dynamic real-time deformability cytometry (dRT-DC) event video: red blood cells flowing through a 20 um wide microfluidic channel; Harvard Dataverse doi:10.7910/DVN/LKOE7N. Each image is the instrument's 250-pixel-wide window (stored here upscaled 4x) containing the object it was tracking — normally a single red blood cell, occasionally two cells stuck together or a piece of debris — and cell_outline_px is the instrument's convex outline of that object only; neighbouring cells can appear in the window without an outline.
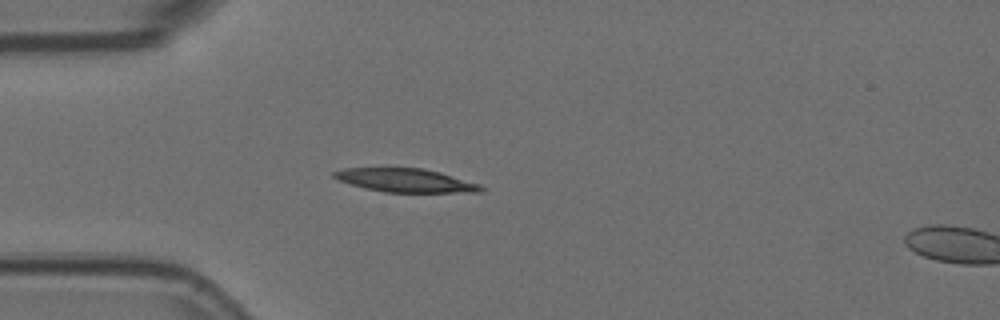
{"species": "Egyptian fruit bat (a non-hibernating species)", "species_latin": "Rousettus aegyptiacus", "temperature_condition": "room temperature", "stored_images_in_passage": 5, "camera_frame_rate_fps": 3000, "um_per_image_px": 0.085, "animal": {"sex": "female"}, "frame": {"image": 1, "passage_image": 4, "time_ms": 1.0, "image_size_px": [1000, 320], "cell_outline_px": [[484, 188], [480, 192], [384, 192], [364, 188], [340, 180], [332, 176], [332, 172], [344, 168], [424, 168], [440, 172], [480, 184]], "centroid_in_image_um": [34.47, 15.33], "position_along_channel_um": 50.5, "area_um2": 20.0}}